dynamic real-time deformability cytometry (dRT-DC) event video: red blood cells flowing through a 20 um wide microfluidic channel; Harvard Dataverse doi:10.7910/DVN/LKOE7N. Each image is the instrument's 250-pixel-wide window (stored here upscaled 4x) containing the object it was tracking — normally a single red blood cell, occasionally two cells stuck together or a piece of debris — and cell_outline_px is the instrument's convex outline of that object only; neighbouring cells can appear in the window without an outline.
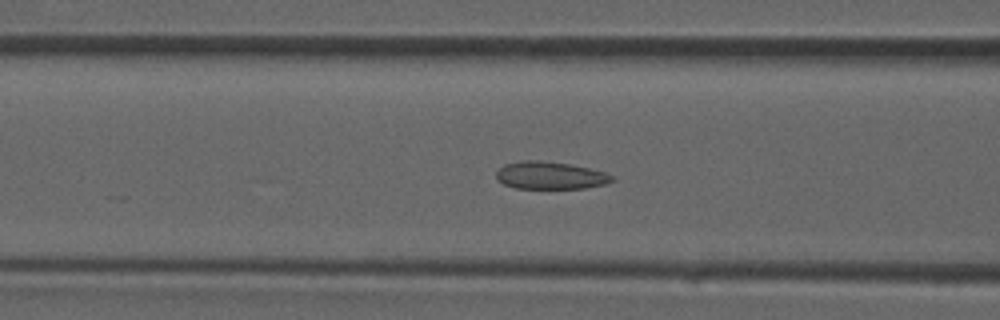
{"species": "common noctule bat (a hibernating species)", "species_latin": "Nyctalus noctula", "temperature_condition": "room temperature", "stored_images_in_passage": 22, "camera_frame_rate_fps": 3000, "um_per_image_px": 0.085, "animal": {"sex": "male", "forearm_length_mm": 52.5}, "frame": {"image": 1, "passage_image": 17, "time_ms": 5.333, "image_size_px": [1000, 320], "cell_outline_px": [[616, 180], [604, 184], [584, 188], [516, 188], [504, 184], [496, 180], [496, 172], [504, 164], [524, 160], [536, 160], [568, 164], [588, 168], [604, 172], [616, 176]], "centroid_in_image_um": [46.77, 14.91], "position_along_channel_um": 119.8, "area_um2": 18.5}}
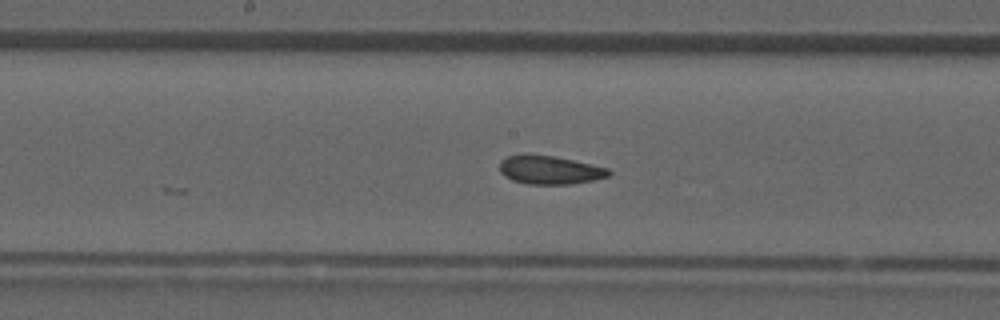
{"frame": {"image": 2, "passage_image": 22, "time_ms": 7.0, "image_size_px": [1000, 320], "cell_outline_px": [[612, 172], [608, 176], [592, 180], [572, 184], [528, 184], [512, 180], [504, 176], [500, 172], [500, 160], [508, 156], [520, 152], [524, 152], [552, 156], [572, 160], [608, 168]], "centroid_in_image_um": [46.66, 14.42], "position_along_channel_um": 201.5, "area_um2": 18.32}}